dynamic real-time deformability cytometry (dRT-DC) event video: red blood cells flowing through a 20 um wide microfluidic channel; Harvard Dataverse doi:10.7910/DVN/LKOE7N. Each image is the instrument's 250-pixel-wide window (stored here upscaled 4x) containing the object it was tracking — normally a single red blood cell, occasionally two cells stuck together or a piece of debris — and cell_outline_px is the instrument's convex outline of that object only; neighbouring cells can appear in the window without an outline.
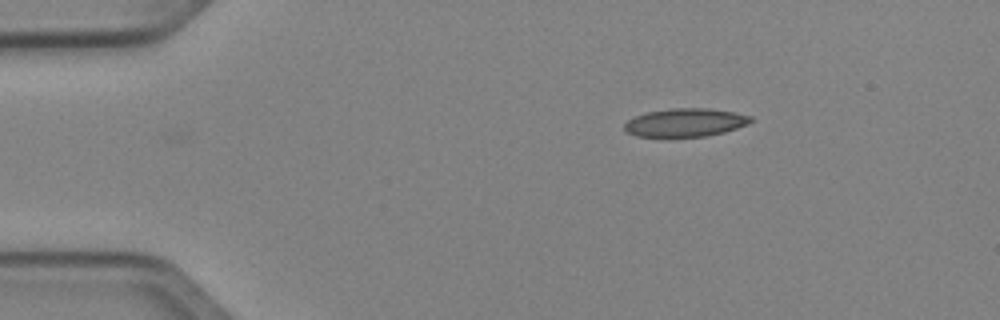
{"species": "Egyptian fruit bat (a non-hibernating species)", "species_latin": "Rousettus aegyptiacus", "temperature_condition": "cold", "stored_images_in_passage": 36, "camera_frame_rate_fps": 3000, "um_per_image_px": 0.085, "animal": {"sex": "female"}, "frame": {"image": 1, "passage_image": 1, "time_ms": 0.0, "image_size_px": [1000, 320], "cell_outline_px": [[752, 120], [748, 124], [724, 132], [704, 136], [636, 136], [628, 132], [624, 128], [624, 124], [628, 120], [636, 116], [648, 112], [672, 108], [708, 108], [736, 112], [752, 116]], "centroid_in_image_um": [58.28, 10.4], "position_along_channel_um": 26.7, "area_um2": 20.58}}
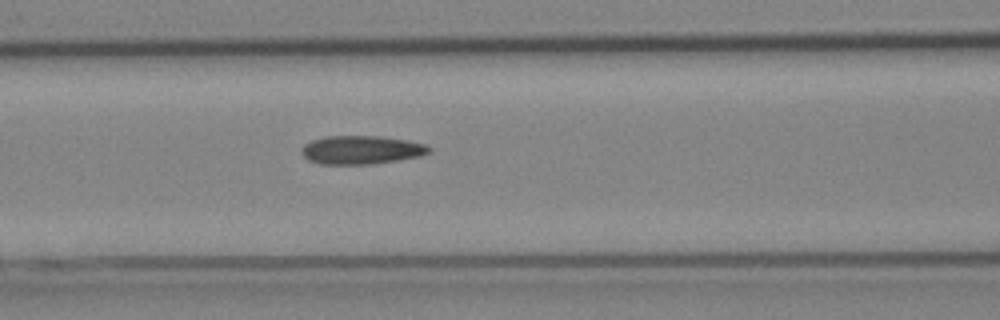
{"frame": {"image": 2, "passage_image": 14, "time_ms": 4.333, "image_size_px": [1000, 320], "cell_outline_px": [[432, 152], [420, 156], [372, 164], [320, 164], [308, 160], [300, 152], [304, 144], [312, 140], [324, 136], [380, 136], [408, 140], [428, 144], [432, 148]], "centroid_in_image_um": [30.74, 12.73], "position_along_channel_um": 135.9, "area_um2": 21.39}}
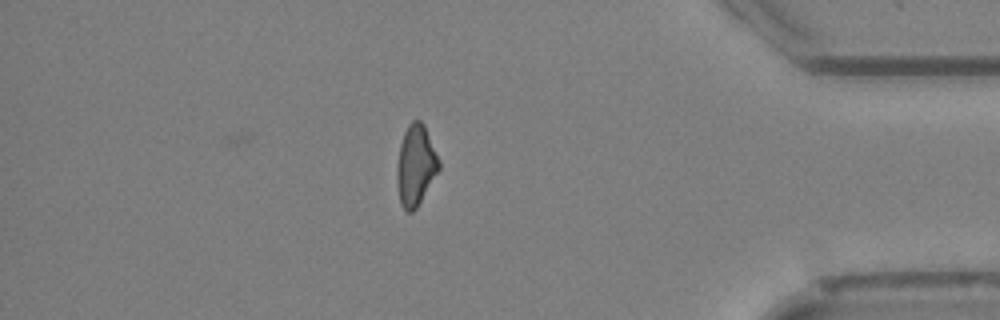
{"frame": {"image": 3, "passage_image": 36, "time_ms": 11.667, "image_size_px": [1000, 320], "cell_outline_px": [[440, 168], [416, 208], [412, 212], [408, 212], [400, 204], [396, 180], [396, 168], [400, 144], [404, 132], [408, 124], [412, 120], [420, 120], [424, 124], [440, 160]], "centroid_in_image_um": [35.32, 14.03], "position_along_channel_um": 399.9, "area_um2": 19.77}, "authors_computed_cell_mechanics": {"area_um2": 20.6057, "velocity_mm_per_s": 4.0693, "shape_relaxation_time_tau1_ms": null, "shape_relaxation_time_tau2_ms": 7.7897, "deformation_change_tau1": null, "deformation_change_tau2": 0.1665}}